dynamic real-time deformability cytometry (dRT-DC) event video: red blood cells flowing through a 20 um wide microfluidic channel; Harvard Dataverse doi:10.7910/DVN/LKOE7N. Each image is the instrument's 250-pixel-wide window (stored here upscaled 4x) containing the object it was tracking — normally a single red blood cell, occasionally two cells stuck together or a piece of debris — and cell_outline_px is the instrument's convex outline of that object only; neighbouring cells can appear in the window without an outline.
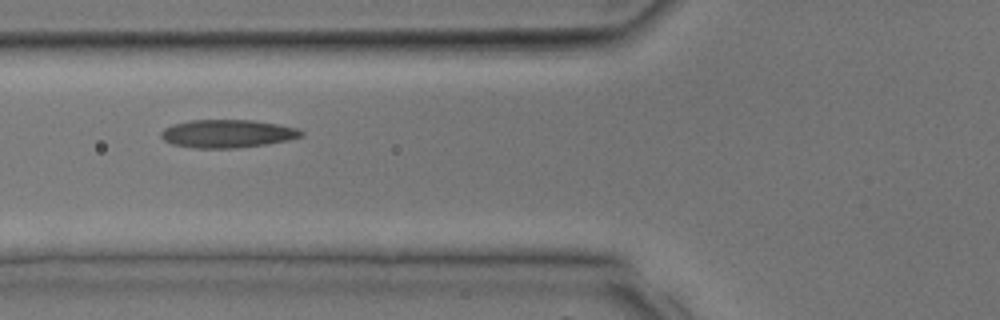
{"species": "common noctule bat (a hibernating species)", "species_latin": "Nyctalus noctula", "temperature_condition": "room temperature", "stored_images_in_passage": 34, "segment_of_instrument_passage": [1, 2], "camera_frame_rate_fps": 3000, "um_per_image_px": 0.085, "animal": {"sex": "male", "body_mass_g": 17.9, "forearm_length_mm": 54.2}, "frame": {"image": 1, "passage_image": 13, "time_ms": 4.0, "image_size_px": [1000, 320], "cell_outline_px": [[304, 136], [288, 140], [268, 144], [236, 148], [192, 148], [172, 144], [164, 140], [160, 136], [160, 132], [164, 128], [172, 124], [192, 120], [252, 120], [276, 124], [296, 128], [304, 132]], "centroid_in_image_um": [19.31, 11.37], "position_along_channel_um": 106.5, "area_um2": 23.0}}
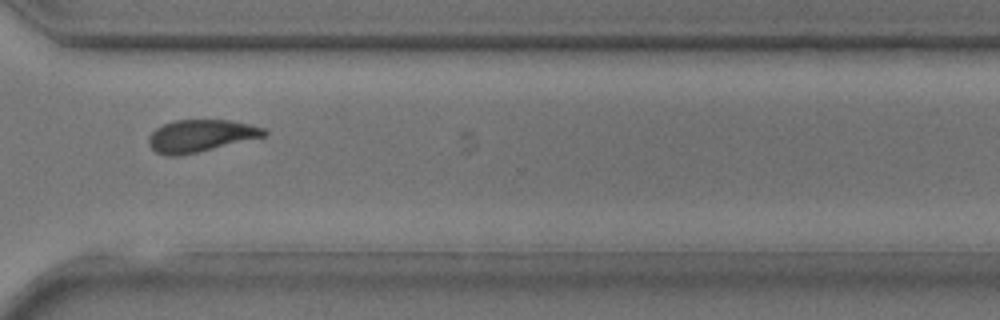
{"frame": {"image": 2, "passage_image": 25, "time_ms": 8.0, "image_size_px": [1000, 320], "cell_outline_px": [[268, 136], [180, 156], [164, 156], [156, 152], [148, 144], [148, 136], [156, 128], [164, 124], [176, 120], [228, 120], [248, 124], [264, 128], [268, 132]], "centroid_in_image_um": [17.05, 11.55], "position_along_channel_um": 353.5, "area_um2": 21.79}}
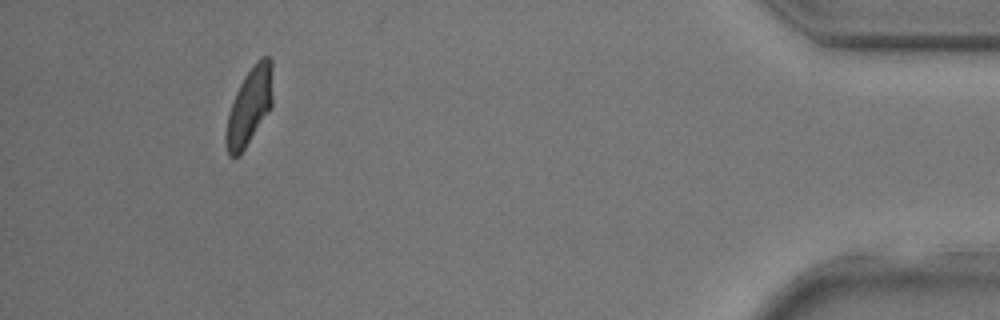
{"frame": {"image": 3, "passage_image": 31, "time_ms": 10.0, "image_size_px": [1000, 320], "cell_outline_px": [[272, 108], [244, 148], [236, 156], [228, 156], [224, 140], [224, 136], [228, 116], [232, 100], [244, 76], [256, 60], [260, 56], [268, 56], [272, 60]], "centroid_in_image_um": [21.2, 9.0], "position_along_channel_um": 414.0, "area_um2": 21.1}}